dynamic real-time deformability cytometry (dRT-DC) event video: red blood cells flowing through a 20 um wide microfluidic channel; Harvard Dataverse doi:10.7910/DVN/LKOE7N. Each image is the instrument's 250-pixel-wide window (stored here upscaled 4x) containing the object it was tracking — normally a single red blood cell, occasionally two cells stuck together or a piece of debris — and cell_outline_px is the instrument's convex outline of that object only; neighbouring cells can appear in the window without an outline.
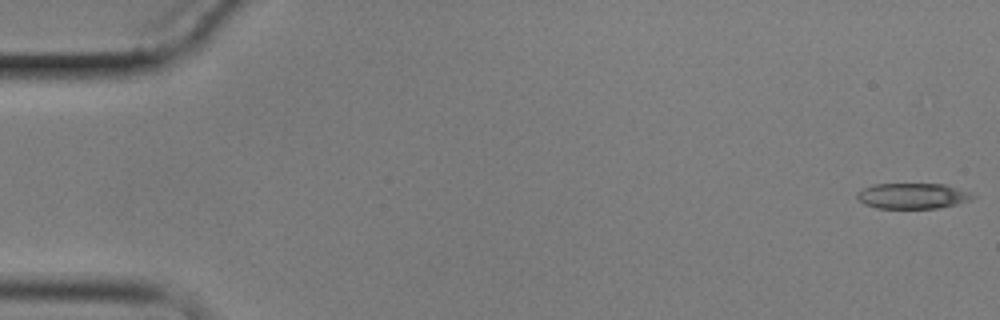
{"species": "common noctule bat (a hibernating species)", "species_latin": "Nyctalus noctula", "temperature_condition": "cold", "stored_images_in_passage": 4, "camera_frame_rate_fps": 3000, "um_per_image_px": 0.085, "animal": {"sex": "male", "body_mass_g": 17.9}, "frame": {"image": 1, "passage_image": 1, "time_ms": 0.0, "image_size_px": [1000, 320], "cell_outline_px": [[976, 196], [968, 200], [956, 204], [940, 208], [876, 208], [864, 204], [856, 196], [856, 192], [872, 184], [944, 184], [972, 192]], "centroid_in_image_um": [77.57, 16.65], "position_along_channel_um": 7.4, "area_um2": 17.28}}